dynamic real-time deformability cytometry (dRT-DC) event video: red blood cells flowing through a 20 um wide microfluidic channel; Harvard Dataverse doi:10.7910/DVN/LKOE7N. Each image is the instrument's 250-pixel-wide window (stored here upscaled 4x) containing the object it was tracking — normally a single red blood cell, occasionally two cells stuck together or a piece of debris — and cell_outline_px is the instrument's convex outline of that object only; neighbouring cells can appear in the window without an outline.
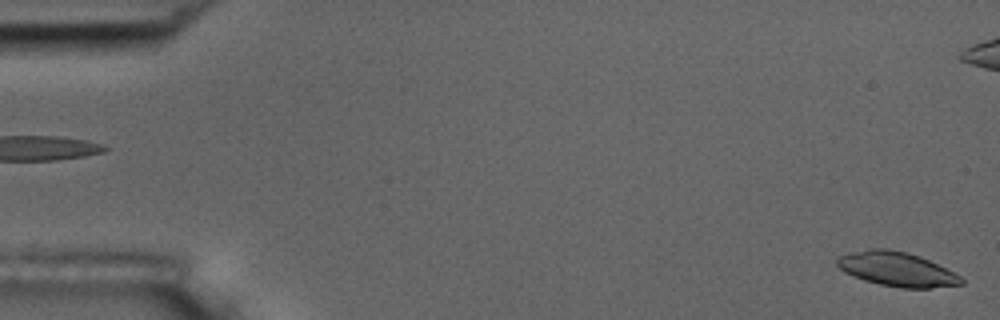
{"species": "common noctule bat (a hibernating species)", "species_latin": "Nyctalus noctula", "temperature_condition": "room temperature", "stored_images_in_passage": 5, "segment_of_instrument_passage": [2, 2], "camera_frame_rate_fps": 3000, "um_per_image_px": 0.085, "animal": {"sex": "male", "body_mass_g": 17.5, "forearm_length_mm": 52.3}, "frame": {"image": 1, "passage_image": 5, "time_ms": 1.333, "image_size_px": [1000, 320], "cell_outline_px": [[964, 284], [928, 288], [900, 288], [880, 284], [864, 280], [844, 272], [836, 264], [836, 260], [840, 256], [848, 252], [868, 248], [884, 248], [908, 252], [920, 256], [960, 276], [964, 280]], "centroid_in_image_um": [76.19, 22.87], "position_along_channel_um": 8.8, "area_um2": 24.74}}